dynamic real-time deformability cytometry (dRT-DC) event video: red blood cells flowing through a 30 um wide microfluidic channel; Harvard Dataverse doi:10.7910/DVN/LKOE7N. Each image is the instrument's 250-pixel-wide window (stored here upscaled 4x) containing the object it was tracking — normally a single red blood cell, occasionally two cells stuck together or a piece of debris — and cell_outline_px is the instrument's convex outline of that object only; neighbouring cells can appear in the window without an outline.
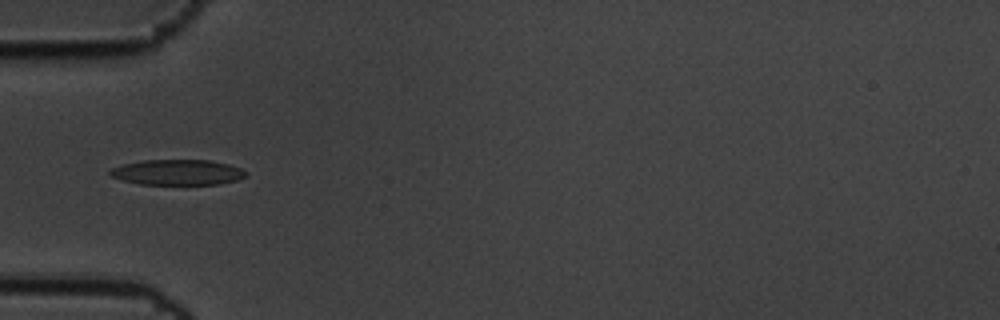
{"species": "common noctule bat (a hibernating species)", "species_latin": "Nyctalus noctula", "temperature_condition": "cold", "stored_images_in_passage": 6, "camera_frame_rate_fps": 3000, "um_per_image_px": 0.085, "animal": {"sex": "male", "body_mass_g": 19.5, "forearm_length_mm": 54.6}, "frame": {"image": 1, "passage_image": 5, "time_ms": 1.333, "image_size_px": [1000, 320], "cell_outline_px": [[248, 176], [236, 180], [220, 184], [140, 184], [124, 180], [112, 176], [108, 172], [112, 168], [124, 164], [144, 160], [208, 160], [228, 164], [240, 168], [248, 172]], "centroid_in_image_um": [15.14, 14.64], "position_along_channel_um": 69.9, "area_um2": 20.0}}
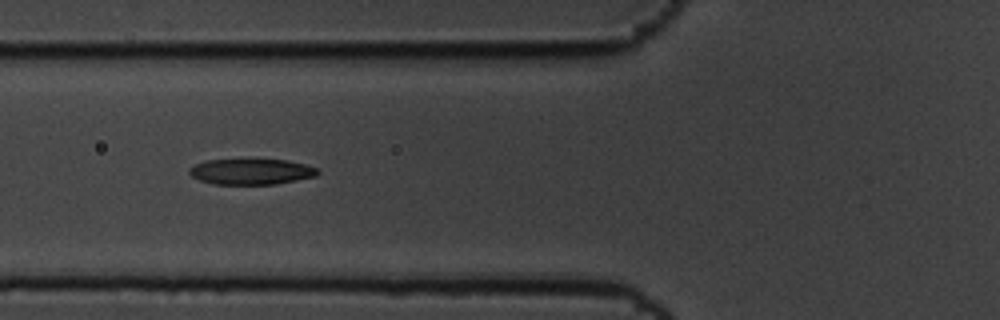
{"frame": {"image": 2, "passage_image": 6, "time_ms": 1.667, "image_size_px": [1000, 320], "cell_outline_px": [[320, 172], [316, 176], [276, 184], [212, 184], [200, 180], [192, 176], [188, 172], [188, 168], [196, 164], [208, 160], [288, 160], [304, 164], [316, 168]], "centroid_in_image_um": [21.35, 14.59], "position_along_channel_um": 104.5, "area_um2": 19.07}}